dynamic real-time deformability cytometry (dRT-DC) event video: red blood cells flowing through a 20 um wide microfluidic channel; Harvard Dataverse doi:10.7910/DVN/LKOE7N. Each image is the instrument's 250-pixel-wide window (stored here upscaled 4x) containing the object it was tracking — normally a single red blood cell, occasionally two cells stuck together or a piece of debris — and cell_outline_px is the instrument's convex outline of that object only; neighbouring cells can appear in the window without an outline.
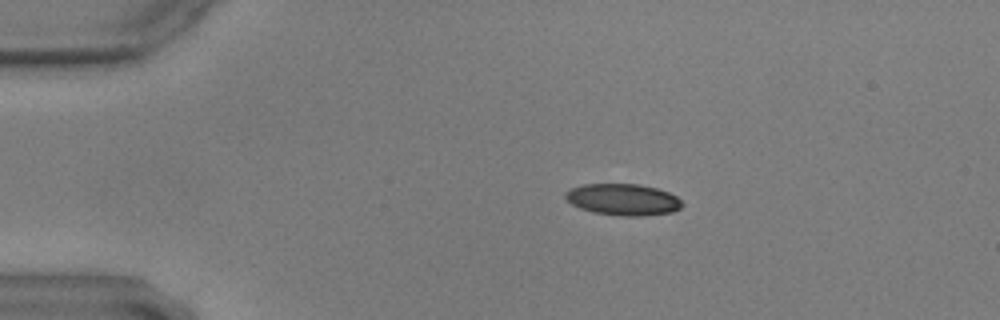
{"species": "common noctule bat (a hibernating species)", "species_latin": "Nyctalus noctula", "temperature_condition": "warm", "stored_images_in_passage": 26, "camera_frame_rate_fps": 3000, "um_per_image_px": 0.085, "animal": {"sex": "male", "body_mass_g": 17.9, "forearm_length_mm": 54.2}, "frame": {"image": 1, "passage_image": 1, "time_ms": 0.0, "image_size_px": [1000, 320], "cell_outline_px": [[684, 204], [680, 208], [672, 212], [644, 216], [620, 216], [592, 212], [580, 208], [572, 204], [564, 196], [564, 192], [568, 188], [584, 184], [640, 184], [656, 188], [668, 192], [676, 196]], "centroid_in_image_um": [52.94, 16.96], "position_along_channel_um": 32.1, "area_um2": 21.62}}
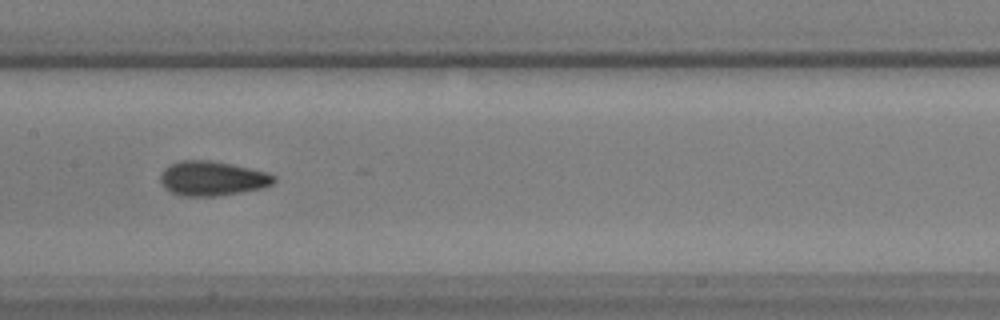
{"frame": {"image": 2, "passage_image": 19, "time_ms": 6.0, "image_size_px": [1000, 320], "cell_outline_px": [[276, 180], [272, 184], [264, 188], [216, 196], [184, 196], [172, 192], [164, 188], [160, 184], [160, 176], [164, 168], [168, 164], [180, 160], [212, 160], [232, 164], [268, 172], [276, 176]], "centroid_in_image_um": [18.04, 15.15], "position_along_channel_um": 189.4, "area_um2": 23.12}}
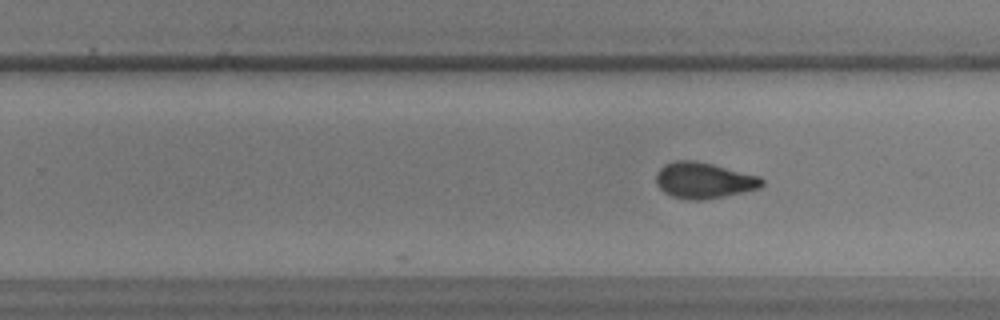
{"frame": {"image": 3, "passage_image": 26, "time_ms": 8.333, "image_size_px": [1000, 320], "cell_outline_px": [[764, 184], [760, 188], [744, 192], [704, 200], [688, 200], [672, 196], [664, 192], [656, 184], [656, 172], [664, 164], [676, 160], [696, 160], [760, 176], [764, 180]], "centroid_in_image_um": [59.82, 15.33], "position_along_channel_um": 270.0, "area_um2": 22.37}}